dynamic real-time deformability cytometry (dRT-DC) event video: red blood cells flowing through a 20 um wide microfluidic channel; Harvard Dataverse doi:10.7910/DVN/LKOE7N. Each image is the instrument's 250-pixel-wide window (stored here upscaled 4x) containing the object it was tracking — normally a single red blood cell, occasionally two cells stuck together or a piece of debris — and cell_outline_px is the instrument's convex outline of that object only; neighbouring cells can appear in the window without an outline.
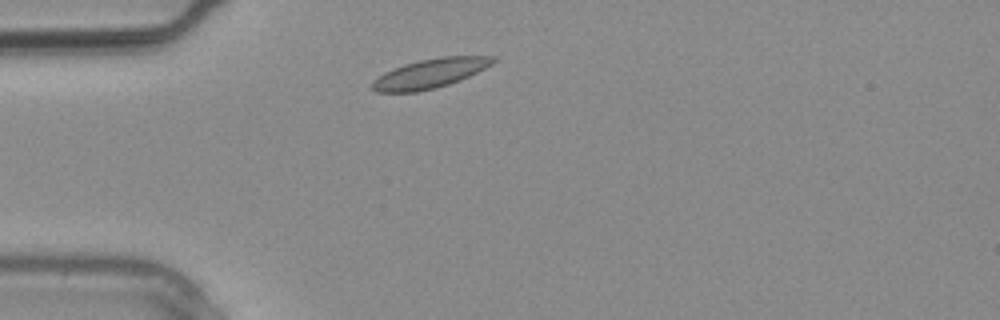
{"species": "common noctule bat (a hibernating species)", "species_latin": "Nyctalus noctula", "temperature_condition": "warm", "stored_images_in_passage": 1, "camera_frame_rate_fps": 3000, "um_per_image_px": 0.085, "animal": {"sex": "male", "body_mass_g": 20.4}, "frame": {"image": 1, "passage_image": 1, "time_ms": 0.0, "image_size_px": [1000, 320], "cell_outline_px": [[496, 60], [492, 64], [460, 80], [436, 88], [416, 92], [376, 92], [372, 88], [372, 80], [384, 72], [392, 68], [404, 64], [420, 60], [440, 56], [496, 56]], "centroid_in_image_um": [36.52, 6.24], "position_along_channel_um": 48.5, "area_um2": 20.63}}